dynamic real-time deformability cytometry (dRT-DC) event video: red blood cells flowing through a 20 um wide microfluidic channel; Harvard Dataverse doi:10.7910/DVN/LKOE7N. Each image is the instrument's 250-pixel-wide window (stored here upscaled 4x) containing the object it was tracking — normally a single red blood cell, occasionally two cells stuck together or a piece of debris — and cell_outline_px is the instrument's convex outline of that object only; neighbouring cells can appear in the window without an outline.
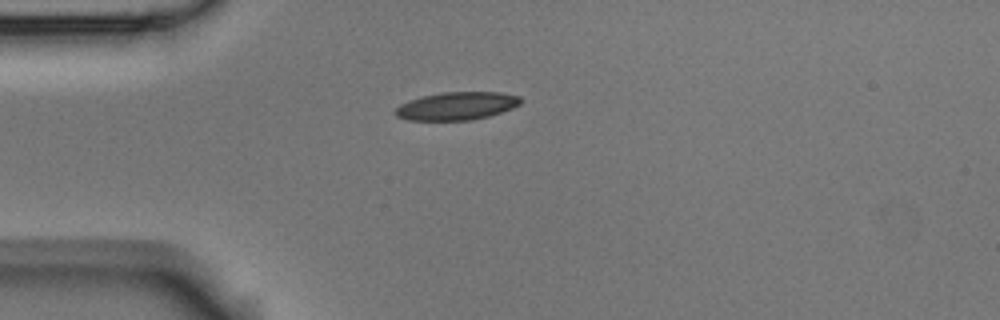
{"species": "Egyptian fruit bat (a non-hibernating species)", "species_latin": "Rousettus aegyptiacus", "temperature_condition": "room temperature", "stored_images_in_passage": 1, "camera_frame_rate_fps": 3000, "um_per_image_px": 0.085, "animal": {"sex": "male"}, "frame": {"image": 1, "passage_image": 1, "time_ms": 0.0, "image_size_px": [1000, 320], "cell_outline_px": [[524, 100], [520, 104], [512, 108], [488, 116], [472, 120], [408, 120], [396, 116], [392, 112], [400, 104], [424, 96], [440, 92], [500, 92], [520, 96]], "centroid_in_image_um": [38.84, 9.0], "position_along_channel_um": 46.2, "area_um2": 20.4}}